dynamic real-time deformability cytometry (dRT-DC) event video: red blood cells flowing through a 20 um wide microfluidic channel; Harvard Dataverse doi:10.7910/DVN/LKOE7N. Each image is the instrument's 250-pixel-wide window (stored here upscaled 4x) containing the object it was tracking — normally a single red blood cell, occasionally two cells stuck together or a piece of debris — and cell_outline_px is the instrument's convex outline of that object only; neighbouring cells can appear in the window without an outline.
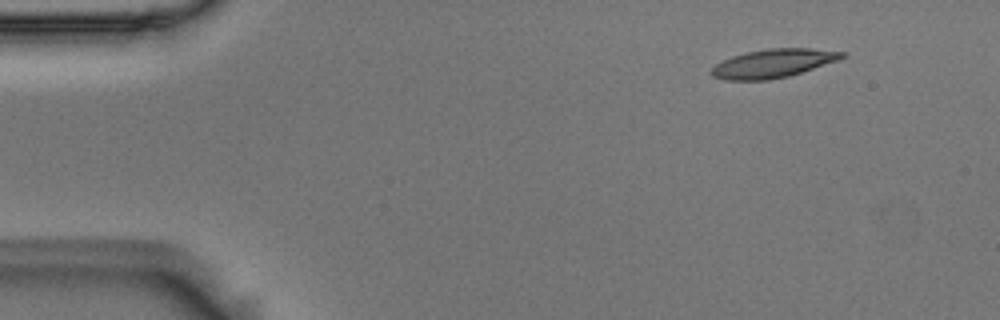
{"species": "Egyptian fruit bat (a non-hibernating species)", "species_latin": "Rousettus aegyptiacus", "temperature_condition": "room temperature", "stored_images_in_passage": 2, "camera_frame_rate_fps": 3000, "um_per_image_px": 0.085, "animal": {"sex": "male"}, "frame": {"image": 1, "passage_image": 2, "time_ms": 0.333, "image_size_px": [1000, 320], "cell_outline_px": [[848, 56], [840, 60], [788, 76], [768, 80], [724, 80], [712, 76], [708, 72], [716, 64], [732, 56], [744, 52], [768, 48], [808, 48], [848, 52]], "centroid_in_image_um": [65.74, 5.38], "position_along_channel_um": 19.3, "area_um2": 21.96}}